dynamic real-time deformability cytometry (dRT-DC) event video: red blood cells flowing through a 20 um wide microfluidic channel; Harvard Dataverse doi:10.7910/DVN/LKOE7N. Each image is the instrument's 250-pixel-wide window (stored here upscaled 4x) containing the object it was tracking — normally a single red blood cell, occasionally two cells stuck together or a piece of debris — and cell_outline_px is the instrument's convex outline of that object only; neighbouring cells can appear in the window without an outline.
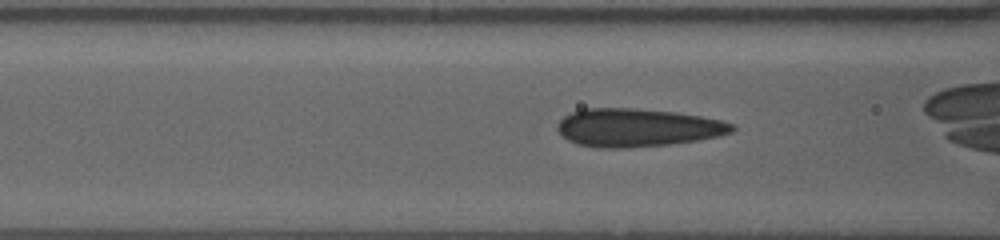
{"species": "human", "species_latin": "Homo sapiens", "temperature_condition": "warm", "stored_images_in_passage": 54, "camera_frame_rate_fps": 3000, "um_per_image_px": 0.085, "donor": {"sex": "female"}, "frame": {"image": 1, "passage_image": 5, "time_ms": 1.0, "image_size_px": [1000, 240], "cell_outline_px": [[736, 128], [732, 132], [720, 136], [696, 140], [668, 144], [624, 148], [596, 148], [576, 144], [568, 140], [556, 128], [556, 124], [564, 116], [572, 112], [584, 108], [632, 108], [676, 112], [700, 116], [720, 120], [732, 124]], "centroid_in_image_um": [54.15, 10.85], "position_along_channel_um": 112.5, "area_um2": 38.78}}
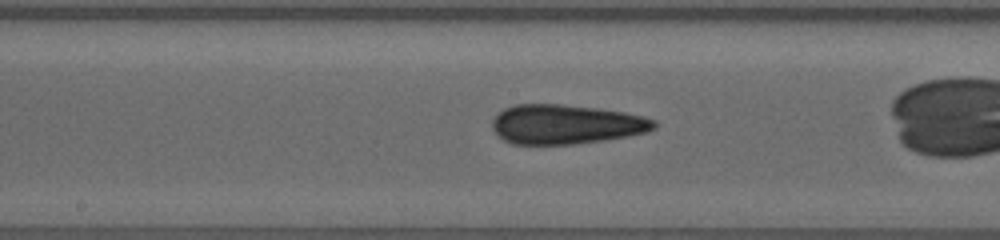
{"frame": {"image": 2, "passage_image": 16, "time_ms": 4.0, "image_size_px": [1000, 240], "cell_outline_px": [[656, 128], [644, 132], [604, 140], [572, 144], [512, 144], [504, 140], [492, 128], [492, 120], [504, 108], [516, 104], [560, 104], [596, 108], [624, 112], [644, 116], [656, 120]], "centroid_in_image_um": [48.09, 10.56], "position_along_channel_um": 200.1, "area_um2": 36.99}}
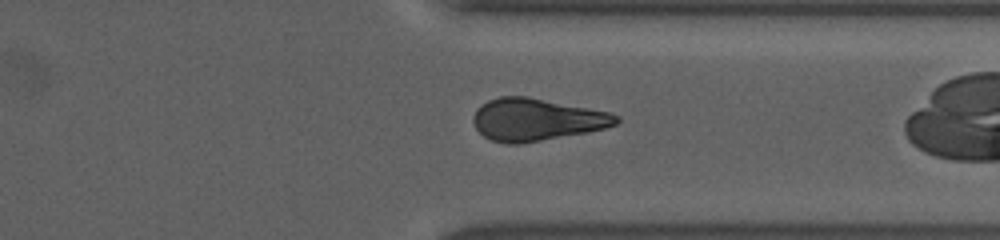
{"frame": {"image": 3, "passage_image": 36, "time_ms": 9.667, "image_size_px": [1000, 240], "cell_outline_px": [[620, 120], [616, 124], [604, 128], [588, 132], [520, 144], [508, 144], [492, 140], [484, 136], [476, 128], [472, 120], [472, 116], [476, 108], [488, 100], [500, 96], [528, 96], [608, 112], [620, 116]], "centroid_in_image_um": [45.57, 10.16], "position_along_channel_um": 365.8, "area_um2": 35.2}, "authors_computed_cell_mechanics": {"area_um2": 35.4892, "velocity_mm_per_s": 2.9243, "shape_relaxation_time_tau1_ms": null, "shape_relaxation_time_tau2_ms": 2.9679, "deformation_change_tau1": null, "deformation_change_tau2": 0.0461}}